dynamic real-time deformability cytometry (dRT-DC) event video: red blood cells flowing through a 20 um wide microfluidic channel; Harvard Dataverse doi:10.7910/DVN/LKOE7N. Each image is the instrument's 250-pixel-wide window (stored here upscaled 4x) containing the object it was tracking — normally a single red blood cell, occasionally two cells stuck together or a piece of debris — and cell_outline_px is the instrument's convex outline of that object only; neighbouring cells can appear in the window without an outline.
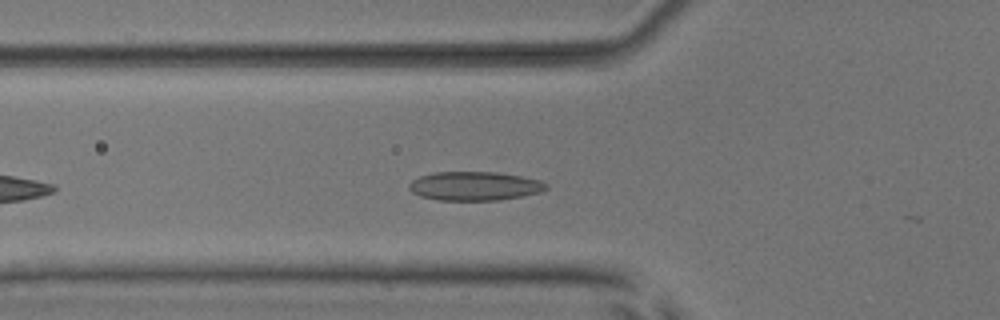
{"species": "common noctule bat (a hibernating species)", "species_latin": "Nyctalus noctula", "temperature_condition": "room temperature", "stored_images_in_passage": 33, "camera_frame_rate_fps": 3000, "um_per_image_px": 0.085, "animal": {"sex": "male", "body_mass_g": 17.9, "forearm_length_mm": 54.2}, "frame": {"image": 1, "passage_image": 7, "time_ms": 2.0, "image_size_px": [1000, 320], "cell_outline_px": [[548, 188], [540, 192], [500, 200], [436, 200], [420, 196], [412, 192], [408, 188], [408, 184], [412, 180], [420, 176], [432, 172], [496, 172], [520, 176], [540, 180], [548, 184]], "centroid_in_image_um": [40.31, 15.81], "position_along_channel_um": 85.5, "area_um2": 23.12}}
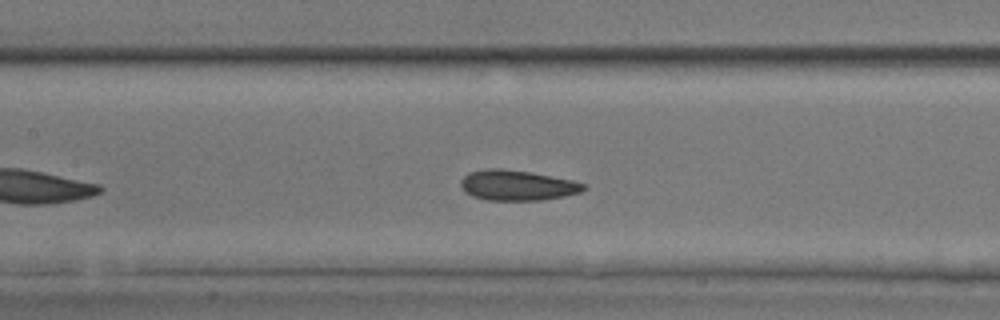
{"frame": {"image": 2, "passage_image": 13, "time_ms": 4.0, "image_size_px": [1000, 320], "cell_outline_px": [[588, 188], [580, 192], [564, 196], [544, 200], [488, 200], [472, 196], [464, 192], [460, 184], [460, 180], [468, 172], [488, 168], [500, 168], [532, 172], [572, 180], [584, 184]], "centroid_in_image_um": [43.94, 15.75], "position_along_channel_um": 163.5, "area_um2": 21.85}}
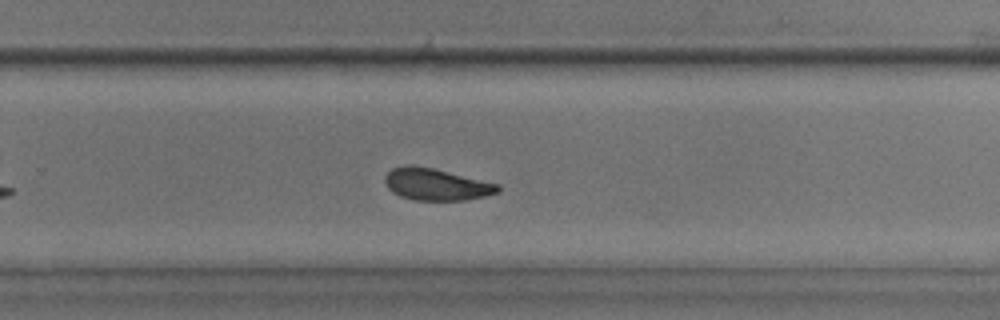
{"frame": {"image": 3, "passage_image": 23, "time_ms": 7.333, "image_size_px": [1000, 320], "cell_outline_px": [[500, 192], [484, 196], [464, 200], [412, 200], [400, 196], [392, 192], [388, 188], [384, 180], [384, 176], [392, 168], [404, 164], [412, 164], [432, 168], [500, 184]], "centroid_in_image_um": [37.05, 15.66], "position_along_channel_um": 292.8, "area_um2": 21.1}}